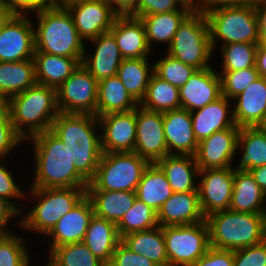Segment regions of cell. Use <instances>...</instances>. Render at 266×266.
I'll return each instance as SVG.
<instances>
[{"label":"cell","instance_id":"03108f58","mask_svg":"<svg viewBox=\"0 0 266 266\" xmlns=\"http://www.w3.org/2000/svg\"><path fill=\"white\" fill-rule=\"evenodd\" d=\"M21 266H29V258Z\"/></svg>","mask_w":266,"mask_h":266},{"label":"cell","instance_id":"8fae6325","mask_svg":"<svg viewBox=\"0 0 266 266\" xmlns=\"http://www.w3.org/2000/svg\"><path fill=\"white\" fill-rule=\"evenodd\" d=\"M98 81L80 64L57 89V106L61 113L96 116Z\"/></svg>","mask_w":266,"mask_h":266},{"label":"cell","instance_id":"52a82bcc","mask_svg":"<svg viewBox=\"0 0 266 266\" xmlns=\"http://www.w3.org/2000/svg\"><path fill=\"white\" fill-rule=\"evenodd\" d=\"M149 162L135 152H103L86 190L134 191Z\"/></svg>","mask_w":266,"mask_h":266},{"label":"cell","instance_id":"ba28073f","mask_svg":"<svg viewBox=\"0 0 266 266\" xmlns=\"http://www.w3.org/2000/svg\"><path fill=\"white\" fill-rule=\"evenodd\" d=\"M87 188H32V195L40 202L31 209L20 224L48 234L65 214L71 211L85 196Z\"/></svg>","mask_w":266,"mask_h":266},{"label":"cell","instance_id":"44dd1931","mask_svg":"<svg viewBox=\"0 0 266 266\" xmlns=\"http://www.w3.org/2000/svg\"><path fill=\"white\" fill-rule=\"evenodd\" d=\"M159 226L190 225L205 221L198 192H173L157 212Z\"/></svg>","mask_w":266,"mask_h":266},{"label":"cell","instance_id":"681fc988","mask_svg":"<svg viewBox=\"0 0 266 266\" xmlns=\"http://www.w3.org/2000/svg\"><path fill=\"white\" fill-rule=\"evenodd\" d=\"M0 4L9 14L22 15L30 9L38 11L43 7H50L52 0H0Z\"/></svg>","mask_w":266,"mask_h":266},{"label":"cell","instance_id":"8992f818","mask_svg":"<svg viewBox=\"0 0 266 266\" xmlns=\"http://www.w3.org/2000/svg\"><path fill=\"white\" fill-rule=\"evenodd\" d=\"M213 48L205 13L193 10L180 24L168 54L197 70L210 68L207 63Z\"/></svg>","mask_w":266,"mask_h":266},{"label":"cell","instance_id":"6f0895ef","mask_svg":"<svg viewBox=\"0 0 266 266\" xmlns=\"http://www.w3.org/2000/svg\"><path fill=\"white\" fill-rule=\"evenodd\" d=\"M255 67L259 76L266 78V46L257 47Z\"/></svg>","mask_w":266,"mask_h":266},{"label":"cell","instance_id":"60d3db41","mask_svg":"<svg viewBox=\"0 0 266 266\" xmlns=\"http://www.w3.org/2000/svg\"><path fill=\"white\" fill-rule=\"evenodd\" d=\"M257 44L228 43L223 45V71L243 70L255 67Z\"/></svg>","mask_w":266,"mask_h":266},{"label":"cell","instance_id":"6da1fadb","mask_svg":"<svg viewBox=\"0 0 266 266\" xmlns=\"http://www.w3.org/2000/svg\"><path fill=\"white\" fill-rule=\"evenodd\" d=\"M98 117L92 114L59 113L51 131L64 143L76 171L89 183L103 154L101 136H96Z\"/></svg>","mask_w":266,"mask_h":266},{"label":"cell","instance_id":"4fadbf2b","mask_svg":"<svg viewBox=\"0 0 266 266\" xmlns=\"http://www.w3.org/2000/svg\"><path fill=\"white\" fill-rule=\"evenodd\" d=\"M134 152L150 164L157 163L169 155L164 136L162 112L151 111L142 106L136 108Z\"/></svg>","mask_w":266,"mask_h":266},{"label":"cell","instance_id":"94428289","mask_svg":"<svg viewBox=\"0 0 266 266\" xmlns=\"http://www.w3.org/2000/svg\"><path fill=\"white\" fill-rule=\"evenodd\" d=\"M83 1H86V0H52V6L67 8L70 5H73L78 2H83Z\"/></svg>","mask_w":266,"mask_h":266},{"label":"cell","instance_id":"f546056e","mask_svg":"<svg viewBox=\"0 0 266 266\" xmlns=\"http://www.w3.org/2000/svg\"><path fill=\"white\" fill-rule=\"evenodd\" d=\"M165 173L173 192H198L194 175L199 173L195 156L167 155L156 163Z\"/></svg>","mask_w":266,"mask_h":266},{"label":"cell","instance_id":"3957f363","mask_svg":"<svg viewBox=\"0 0 266 266\" xmlns=\"http://www.w3.org/2000/svg\"><path fill=\"white\" fill-rule=\"evenodd\" d=\"M209 227L210 247L237 250L266 239V214L243 213L230 209L205 218Z\"/></svg>","mask_w":266,"mask_h":266},{"label":"cell","instance_id":"4316f807","mask_svg":"<svg viewBox=\"0 0 266 266\" xmlns=\"http://www.w3.org/2000/svg\"><path fill=\"white\" fill-rule=\"evenodd\" d=\"M83 242L107 266L111 261L116 246L121 242L117 224L94 214Z\"/></svg>","mask_w":266,"mask_h":266},{"label":"cell","instance_id":"d6a6232c","mask_svg":"<svg viewBox=\"0 0 266 266\" xmlns=\"http://www.w3.org/2000/svg\"><path fill=\"white\" fill-rule=\"evenodd\" d=\"M121 242L130 250L151 260L157 266H168L163 227L133 232L123 236Z\"/></svg>","mask_w":266,"mask_h":266},{"label":"cell","instance_id":"83f0119b","mask_svg":"<svg viewBox=\"0 0 266 266\" xmlns=\"http://www.w3.org/2000/svg\"><path fill=\"white\" fill-rule=\"evenodd\" d=\"M266 194L249 171L234 170V186L229 209L243 213L266 214L263 208Z\"/></svg>","mask_w":266,"mask_h":266},{"label":"cell","instance_id":"f6af8a7d","mask_svg":"<svg viewBox=\"0 0 266 266\" xmlns=\"http://www.w3.org/2000/svg\"><path fill=\"white\" fill-rule=\"evenodd\" d=\"M233 266H266V239L233 251Z\"/></svg>","mask_w":266,"mask_h":266},{"label":"cell","instance_id":"ac0fdd59","mask_svg":"<svg viewBox=\"0 0 266 266\" xmlns=\"http://www.w3.org/2000/svg\"><path fill=\"white\" fill-rule=\"evenodd\" d=\"M179 93L181 108L195 112L222 96L220 75L211 67L196 70Z\"/></svg>","mask_w":266,"mask_h":266},{"label":"cell","instance_id":"c3c4849f","mask_svg":"<svg viewBox=\"0 0 266 266\" xmlns=\"http://www.w3.org/2000/svg\"><path fill=\"white\" fill-rule=\"evenodd\" d=\"M191 266H233V251L210 247L208 251Z\"/></svg>","mask_w":266,"mask_h":266},{"label":"cell","instance_id":"11a10c76","mask_svg":"<svg viewBox=\"0 0 266 266\" xmlns=\"http://www.w3.org/2000/svg\"><path fill=\"white\" fill-rule=\"evenodd\" d=\"M21 213V209H18V205L12 204L4 197L0 196V234H6L8 232L4 231L3 227L8 223L9 218Z\"/></svg>","mask_w":266,"mask_h":266},{"label":"cell","instance_id":"7a4b0ae2","mask_svg":"<svg viewBox=\"0 0 266 266\" xmlns=\"http://www.w3.org/2000/svg\"><path fill=\"white\" fill-rule=\"evenodd\" d=\"M36 175L31 188H87L88 182L76 171L64 143L51 131L32 137Z\"/></svg>","mask_w":266,"mask_h":266},{"label":"cell","instance_id":"ffe728a7","mask_svg":"<svg viewBox=\"0 0 266 266\" xmlns=\"http://www.w3.org/2000/svg\"><path fill=\"white\" fill-rule=\"evenodd\" d=\"M94 207L86 195L71 211L65 214L47 234L53 238L51 251L59 246L83 242Z\"/></svg>","mask_w":266,"mask_h":266},{"label":"cell","instance_id":"d6986e66","mask_svg":"<svg viewBox=\"0 0 266 266\" xmlns=\"http://www.w3.org/2000/svg\"><path fill=\"white\" fill-rule=\"evenodd\" d=\"M162 115L168 154L195 156L198 142L193 133L190 111L179 108L163 112ZM173 148L176 153L171 152Z\"/></svg>","mask_w":266,"mask_h":266},{"label":"cell","instance_id":"b9f144b4","mask_svg":"<svg viewBox=\"0 0 266 266\" xmlns=\"http://www.w3.org/2000/svg\"><path fill=\"white\" fill-rule=\"evenodd\" d=\"M152 67L156 76L178 88L182 87L197 70L169 54Z\"/></svg>","mask_w":266,"mask_h":266},{"label":"cell","instance_id":"9c48e42d","mask_svg":"<svg viewBox=\"0 0 266 266\" xmlns=\"http://www.w3.org/2000/svg\"><path fill=\"white\" fill-rule=\"evenodd\" d=\"M214 49L216 38L228 43L258 42V25L253 1L242 6L222 7L205 13Z\"/></svg>","mask_w":266,"mask_h":266},{"label":"cell","instance_id":"9f6ffc18","mask_svg":"<svg viewBox=\"0 0 266 266\" xmlns=\"http://www.w3.org/2000/svg\"><path fill=\"white\" fill-rule=\"evenodd\" d=\"M108 1L112 5V7H114V10L119 15H129L138 6L139 2V0H108Z\"/></svg>","mask_w":266,"mask_h":266},{"label":"cell","instance_id":"cb8c5ba5","mask_svg":"<svg viewBox=\"0 0 266 266\" xmlns=\"http://www.w3.org/2000/svg\"><path fill=\"white\" fill-rule=\"evenodd\" d=\"M91 41L95 42L96 45L98 44L94 56L92 55L88 59L84 56L81 64L98 82L116 76L124 58L114 36L110 32H106L91 39Z\"/></svg>","mask_w":266,"mask_h":266},{"label":"cell","instance_id":"1f68e13d","mask_svg":"<svg viewBox=\"0 0 266 266\" xmlns=\"http://www.w3.org/2000/svg\"><path fill=\"white\" fill-rule=\"evenodd\" d=\"M36 84L33 59L0 62V97L9 99Z\"/></svg>","mask_w":266,"mask_h":266},{"label":"cell","instance_id":"bcb514c9","mask_svg":"<svg viewBox=\"0 0 266 266\" xmlns=\"http://www.w3.org/2000/svg\"><path fill=\"white\" fill-rule=\"evenodd\" d=\"M107 266H157L148 258L137 254L120 242Z\"/></svg>","mask_w":266,"mask_h":266},{"label":"cell","instance_id":"5bb4252c","mask_svg":"<svg viewBox=\"0 0 266 266\" xmlns=\"http://www.w3.org/2000/svg\"><path fill=\"white\" fill-rule=\"evenodd\" d=\"M204 174L197 191L205 218L213 213L229 209L234 186V169L216 168L199 170Z\"/></svg>","mask_w":266,"mask_h":266},{"label":"cell","instance_id":"91938a15","mask_svg":"<svg viewBox=\"0 0 266 266\" xmlns=\"http://www.w3.org/2000/svg\"><path fill=\"white\" fill-rule=\"evenodd\" d=\"M10 119V103L8 98L0 97V125Z\"/></svg>","mask_w":266,"mask_h":266},{"label":"cell","instance_id":"680465c9","mask_svg":"<svg viewBox=\"0 0 266 266\" xmlns=\"http://www.w3.org/2000/svg\"><path fill=\"white\" fill-rule=\"evenodd\" d=\"M249 172L254 177L255 182L266 194V165L253 168L249 170Z\"/></svg>","mask_w":266,"mask_h":266},{"label":"cell","instance_id":"8d00e7d4","mask_svg":"<svg viewBox=\"0 0 266 266\" xmlns=\"http://www.w3.org/2000/svg\"><path fill=\"white\" fill-rule=\"evenodd\" d=\"M238 146L244 148L237 171H249L266 165V135L255 127H242L238 134Z\"/></svg>","mask_w":266,"mask_h":266},{"label":"cell","instance_id":"2e32d148","mask_svg":"<svg viewBox=\"0 0 266 266\" xmlns=\"http://www.w3.org/2000/svg\"><path fill=\"white\" fill-rule=\"evenodd\" d=\"M103 127L101 148L106 153L134 152L136 141V109L108 113L98 117ZM105 127V128H104Z\"/></svg>","mask_w":266,"mask_h":266},{"label":"cell","instance_id":"be15d7a7","mask_svg":"<svg viewBox=\"0 0 266 266\" xmlns=\"http://www.w3.org/2000/svg\"><path fill=\"white\" fill-rule=\"evenodd\" d=\"M256 127L266 135V115Z\"/></svg>","mask_w":266,"mask_h":266},{"label":"cell","instance_id":"30bf717a","mask_svg":"<svg viewBox=\"0 0 266 266\" xmlns=\"http://www.w3.org/2000/svg\"><path fill=\"white\" fill-rule=\"evenodd\" d=\"M168 266H191L210 248L207 221L190 225L163 226Z\"/></svg>","mask_w":266,"mask_h":266},{"label":"cell","instance_id":"7402d4cb","mask_svg":"<svg viewBox=\"0 0 266 266\" xmlns=\"http://www.w3.org/2000/svg\"><path fill=\"white\" fill-rule=\"evenodd\" d=\"M124 59L147 58L150 47L140 18L118 15L109 31Z\"/></svg>","mask_w":266,"mask_h":266},{"label":"cell","instance_id":"836d02e7","mask_svg":"<svg viewBox=\"0 0 266 266\" xmlns=\"http://www.w3.org/2000/svg\"><path fill=\"white\" fill-rule=\"evenodd\" d=\"M172 194L173 191L165 173L156 163L149 164L138 183L137 198L158 212Z\"/></svg>","mask_w":266,"mask_h":266},{"label":"cell","instance_id":"db71d44e","mask_svg":"<svg viewBox=\"0 0 266 266\" xmlns=\"http://www.w3.org/2000/svg\"><path fill=\"white\" fill-rule=\"evenodd\" d=\"M200 1L197 10L203 13L222 7L242 6L252 0H198ZM202 3V4H201ZM217 6V7H215Z\"/></svg>","mask_w":266,"mask_h":266},{"label":"cell","instance_id":"f907efd6","mask_svg":"<svg viewBox=\"0 0 266 266\" xmlns=\"http://www.w3.org/2000/svg\"><path fill=\"white\" fill-rule=\"evenodd\" d=\"M21 140L24 139L15 131L10 119L4 125H0V156L5 158Z\"/></svg>","mask_w":266,"mask_h":266},{"label":"cell","instance_id":"6125c7cd","mask_svg":"<svg viewBox=\"0 0 266 266\" xmlns=\"http://www.w3.org/2000/svg\"><path fill=\"white\" fill-rule=\"evenodd\" d=\"M180 1L182 2L183 5L189 7L193 10H197V8H198V4L197 5L194 4L195 1H197V0H180Z\"/></svg>","mask_w":266,"mask_h":266},{"label":"cell","instance_id":"7dc6e473","mask_svg":"<svg viewBox=\"0 0 266 266\" xmlns=\"http://www.w3.org/2000/svg\"><path fill=\"white\" fill-rule=\"evenodd\" d=\"M177 3L184 6L180 0H139L138 6L129 14L133 17H142L157 13L173 12L179 10Z\"/></svg>","mask_w":266,"mask_h":266},{"label":"cell","instance_id":"ee69618b","mask_svg":"<svg viewBox=\"0 0 266 266\" xmlns=\"http://www.w3.org/2000/svg\"><path fill=\"white\" fill-rule=\"evenodd\" d=\"M21 238L0 234V266H21L29 257Z\"/></svg>","mask_w":266,"mask_h":266},{"label":"cell","instance_id":"9a60e30c","mask_svg":"<svg viewBox=\"0 0 266 266\" xmlns=\"http://www.w3.org/2000/svg\"><path fill=\"white\" fill-rule=\"evenodd\" d=\"M79 36L94 39L109 32L119 15L108 0H86L67 7Z\"/></svg>","mask_w":266,"mask_h":266},{"label":"cell","instance_id":"816d5d0a","mask_svg":"<svg viewBox=\"0 0 266 266\" xmlns=\"http://www.w3.org/2000/svg\"><path fill=\"white\" fill-rule=\"evenodd\" d=\"M0 196L4 197L9 201L10 197L18 198L23 197L24 194L21 192L19 187L14 182L10 172L0 164Z\"/></svg>","mask_w":266,"mask_h":266},{"label":"cell","instance_id":"7c38bea8","mask_svg":"<svg viewBox=\"0 0 266 266\" xmlns=\"http://www.w3.org/2000/svg\"><path fill=\"white\" fill-rule=\"evenodd\" d=\"M34 31L25 14H9L0 24V62L33 59Z\"/></svg>","mask_w":266,"mask_h":266},{"label":"cell","instance_id":"5b68a950","mask_svg":"<svg viewBox=\"0 0 266 266\" xmlns=\"http://www.w3.org/2000/svg\"><path fill=\"white\" fill-rule=\"evenodd\" d=\"M10 120L15 131L27 138L22 125L29 126L28 136L51 130L53 121L60 113L57 106L56 89L36 84L9 98Z\"/></svg>","mask_w":266,"mask_h":266},{"label":"cell","instance_id":"277c9868","mask_svg":"<svg viewBox=\"0 0 266 266\" xmlns=\"http://www.w3.org/2000/svg\"><path fill=\"white\" fill-rule=\"evenodd\" d=\"M38 29L34 31L35 52L83 59V39L79 36L67 8L43 7L39 9Z\"/></svg>","mask_w":266,"mask_h":266},{"label":"cell","instance_id":"4dcf8cb0","mask_svg":"<svg viewBox=\"0 0 266 266\" xmlns=\"http://www.w3.org/2000/svg\"><path fill=\"white\" fill-rule=\"evenodd\" d=\"M139 103L127 92L117 76L98 82L96 116L114 112H127L138 107Z\"/></svg>","mask_w":266,"mask_h":266},{"label":"cell","instance_id":"603a6c76","mask_svg":"<svg viewBox=\"0 0 266 266\" xmlns=\"http://www.w3.org/2000/svg\"><path fill=\"white\" fill-rule=\"evenodd\" d=\"M233 99H238L230 110L235 124L240 128L257 126L266 115V78L260 76Z\"/></svg>","mask_w":266,"mask_h":266},{"label":"cell","instance_id":"d590c367","mask_svg":"<svg viewBox=\"0 0 266 266\" xmlns=\"http://www.w3.org/2000/svg\"><path fill=\"white\" fill-rule=\"evenodd\" d=\"M139 106L157 112L181 108L179 88L151 74L144 98Z\"/></svg>","mask_w":266,"mask_h":266},{"label":"cell","instance_id":"74e56055","mask_svg":"<svg viewBox=\"0 0 266 266\" xmlns=\"http://www.w3.org/2000/svg\"><path fill=\"white\" fill-rule=\"evenodd\" d=\"M147 58L124 59L117 71V77L121 80L127 92L140 104L145 96L149 79Z\"/></svg>","mask_w":266,"mask_h":266},{"label":"cell","instance_id":"d4e9b609","mask_svg":"<svg viewBox=\"0 0 266 266\" xmlns=\"http://www.w3.org/2000/svg\"><path fill=\"white\" fill-rule=\"evenodd\" d=\"M229 102L228 98L222 95L214 102L197 109L196 115L194 111L190 112L193 133L198 143L217 131L226 130L236 125L233 115L230 119L227 117Z\"/></svg>","mask_w":266,"mask_h":266},{"label":"cell","instance_id":"f1b7e54d","mask_svg":"<svg viewBox=\"0 0 266 266\" xmlns=\"http://www.w3.org/2000/svg\"><path fill=\"white\" fill-rule=\"evenodd\" d=\"M86 195L93 204L94 214L115 224L121 221L137 198L134 191L86 190Z\"/></svg>","mask_w":266,"mask_h":266},{"label":"cell","instance_id":"e7e4bbea","mask_svg":"<svg viewBox=\"0 0 266 266\" xmlns=\"http://www.w3.org/2000/svg\"><path fill=\"white\" fill-rule=\"evenodd\" d=\"M9 15V13L2 7L0 4V24L4 21V19Z\"/></svg>","mask_w":266,"mask_h":266},{"label":"cell","instance_id":"484cf974","mask_svg":"<svg viewBox=\"0 0 266 266\" xmlns=\"http://www.w3.org/2000/svg\"><path fill=\"white\" fill-rule=\"evenodd\" d=\"M33 60L37 84L57 89L71 76L83 59L35 52Z\"/></svg>","mask_w":266,"mask_h":266},{"label":"cell","instance_id":"e0dca14e","mask_svg":"<svg viewBox=\"0 0 266 266\" xmlns=\"http://www.w3.org/2000/svg\"><path fill=\"white\" fill-rule=\"evenodd\" d=\"M240 127L213 133L198 143L195 155L199 170L232 167L231 161L238 149Z\"/></svg>","mask_w":266,"mask_h":266},{"label":"cell","instance_id":"ab89813d","mask_svg":"<svg viewBox=\"0 0 266 266\" xmlns=\"http://www.w3.org/2000/svg\"><path fill=\"white\" fill-rule=\"evenodd\" d=\"M157 226V212L136 198L131 209L117 224V229L120 238H122L127 234L150 230Z\"/></svg>","mask_w":266,"mask_h":266},{"label":"cell","instance_id":"f5cc1de1","mask_svg":"<svg viewBox=\"0 0 266 266\" xmlns=\"http://www.w3.org/2000/svg\"><path fill=\"white\" fill-rule=\"evenodd\" d=\"M258 25V46H266V0H252Z\"/></svg>","mask_w":266,"mask_h":266},{"label":"cell","instance_id":"f35d334b","mask_svg":"<svg viewBox=\"0 0 266 266\" xmlns=\"http://www.w3.org/2000/svg\"><path fill=\"white\" fill-rule=\"evenodd\" d=\"M50 255L47 266H106L84 242L56 247Z\"/></svg>","mask_w":266,"mask_h":266},{"label":"cell","instance_id":"e575fe53","mask_svg":"<svg viewBox=\"0 0 266 266\" xmlns=\"http://www.w3.org/2000/svg\"><path fill=\"white\" fill-rule=\"evenodd\" d=\"M192 11L184 5L177 11L139 17L145 28L149 47L152 41L168 42L169 46L180 24Z\"/></svg>","mask_w":266,"mask_h":266},{"label":"cell","instance_id":"7bdbcfd3","mask_svg":"<svg viewBox=\"0 0 266 266\" xmlns=\"http://www.w3.org/2000/svg\"><path fill=\"white\" fill-rule=\"evenodd\" d=\"M220 75H222L220 76L222 95L228 99L238 96L260 77L256 67L236 71H223Z\"/></svg>","mask_w":266,"mask_h":266}]
</instances>
